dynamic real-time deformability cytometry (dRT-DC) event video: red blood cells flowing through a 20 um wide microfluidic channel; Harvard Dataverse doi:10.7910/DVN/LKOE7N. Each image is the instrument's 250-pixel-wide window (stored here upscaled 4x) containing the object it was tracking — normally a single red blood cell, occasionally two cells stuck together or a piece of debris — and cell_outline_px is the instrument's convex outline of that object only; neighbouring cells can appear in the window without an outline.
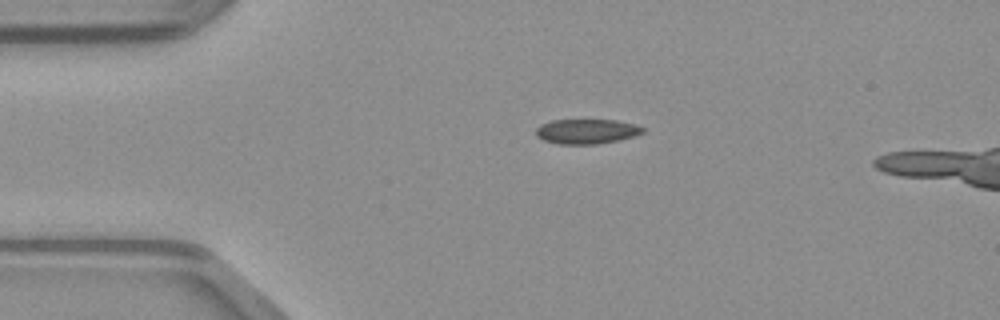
{"species": "common noctule bat (a hibernating species)", "species_latin": "Nyctalus noctula", "temperature_condition": "warm", "stored_images_in_passage": 35, "camera_frame_rate_fps": 3000, "um_per_image_px": 0.085, "animal": {"sex": "male", "body_mass_g": 23.1, "forearm_length_mm": 52.7}, "frame": {"image": 1, "passage_image": 2, "time_ms": 0.333, "image_size_px": [1000, 320], "cell_outline_px": [[644, 132], [632, 136], [616, 140], [596, 144], [560, 144], [544, 140], [536, 136], [536, 128], [540, 124], [552, 120], [616, 120], [632, 124], [644, 128]], "centroid_in_image_um": [49.81, 11.16], "position_along_channel_um": 35.2, "area_um2": 15.2}}
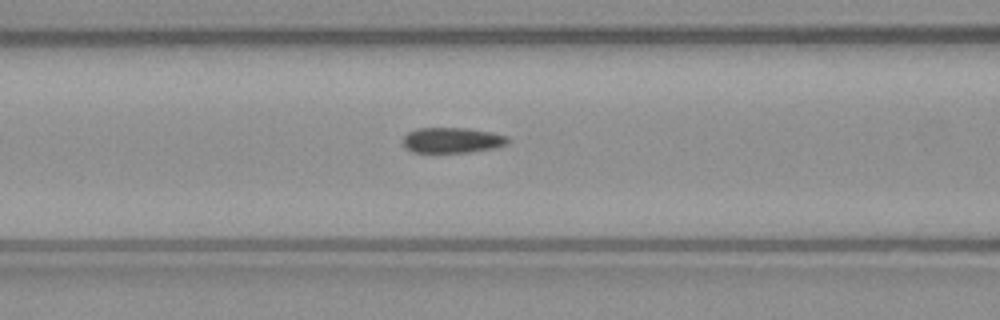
{"frame": {"image": 2, "passage_image": 11, "time_ms": 3.333, "image_size_px": [1000, 320], "cell_outline_px": [[508, 144], [496, 148], [468, 152], [412, 152], [404, 144], [404, 136], [408, 132], [416, 128], [468, 128], [492, 132], [508, 136]], "centroid_in_image_um": [38.47, 11.91], "position_along_channel_um": 128.1, "area_um2": 15.55}}
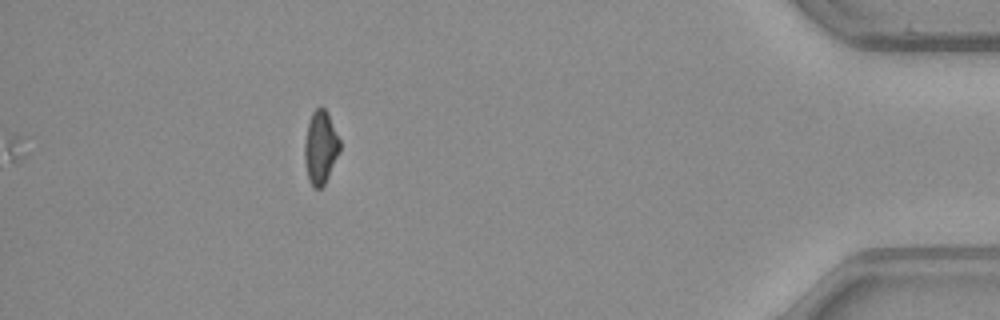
{"frame": {"image": 3, "passage_image": 35, "time_ms": 11.333, "image_size_px": [1000, 320], "cell_outline_px": [[340, 152], [324, 184], [320, 188], [316, 188], [308, 180], [304, 160], [304, 144], [308, 120], [312, 112], [320, 104], [328, 112], [340, 140]], "centroid_in_image_um": [27.24, 12.48], "position_along_channel_um": 408.0, "area_um2": 15.2}}